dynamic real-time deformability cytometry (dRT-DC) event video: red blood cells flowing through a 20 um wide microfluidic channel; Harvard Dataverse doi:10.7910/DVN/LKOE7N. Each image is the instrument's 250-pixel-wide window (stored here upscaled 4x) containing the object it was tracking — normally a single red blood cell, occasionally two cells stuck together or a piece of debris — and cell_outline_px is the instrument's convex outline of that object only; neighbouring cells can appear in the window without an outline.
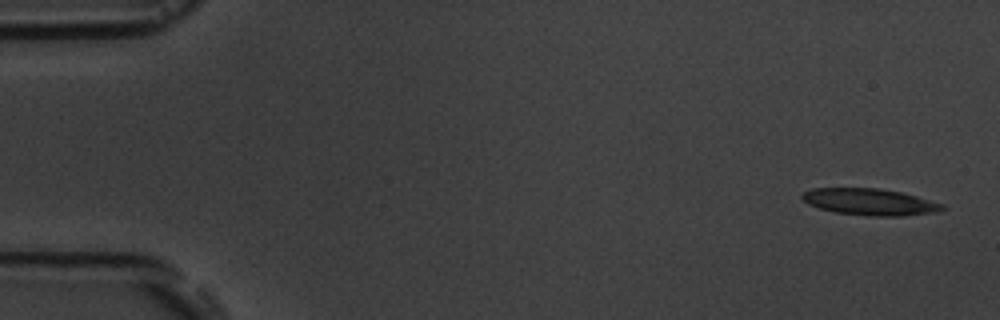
{"species": "common noctule bat (a hibernating species)", "species_latin": "Nyctalus noctula", "temperature_condition": "room temperature", "stored_images_in_passage": 5, "camera_frame_rate_fps": 3000, "um_per_image_px": 0.085, "animal": {"sex": "male", "body_mass_g": 19.5, "forearm_length_mm": 54.6}, "frame": {"image": 1, "passage_image": 1, "time_ms": 0.0, "image_size_px": [1000, 320], "cell_outline_px": [[944, 208], [940, 212], [904, 216], [868, 216], [836, 212], [820, 208], [808, 204], [800, 196], [804, 192], [812, 188], [876, 188], [900, 192], [916, 196], [944, 204]], "centroid_in_image_um": [73.96, 17.17], "position_along_channel_um": 11.0, "area_um2": 21.73}}
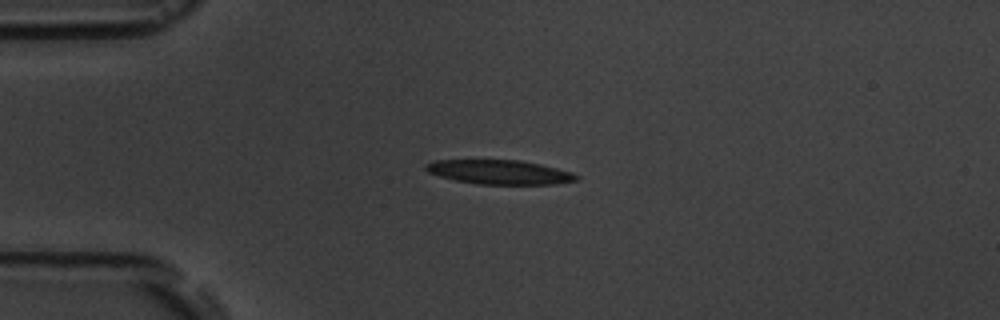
{"frame": {"image": 2, "passage_image": 4, "time_ms": 3.667, "image_size_px": [1000, 320], "cell_outline_px": [[580, 180], [556, 184], [476, 184], [456, 180], [440, 176], [428, 172], [424, 168], [424, 164], [436, 160], [520, 160], [540, 164], [572, 172], [580, 176]], "centroid_in_image_um": [42.49, 14.63], "position_along_channel_um": 42.5, "area_um2": 21.33}}